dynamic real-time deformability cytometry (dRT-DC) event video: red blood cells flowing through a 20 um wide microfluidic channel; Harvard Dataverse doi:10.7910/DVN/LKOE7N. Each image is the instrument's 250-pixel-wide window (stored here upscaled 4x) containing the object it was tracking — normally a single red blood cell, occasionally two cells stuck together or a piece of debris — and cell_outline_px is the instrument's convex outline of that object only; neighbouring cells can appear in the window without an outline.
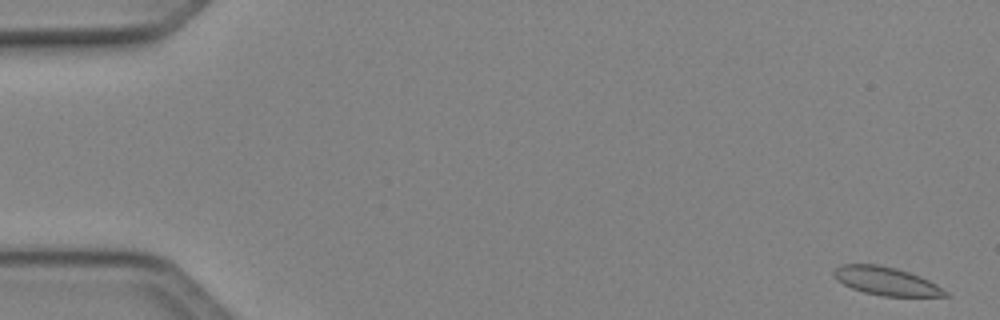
{"species": "Egyptian fruit bat (a non-hibernating species)", "species_latin": "Rousettus aegyptiacus", "temperature_condition": "cold", "stored_images_in_passage": 50, "camera_frame_rate_fps": 3000, "um_per_image_px": 0.085, "animal": {"sex": "female"}, "frame": {"image": 1, "passage_image": 1, "time_ms": 0.0, "image_size_px": [1000, 320], "cell_outline_px": [[948, 296], [884, 296], [864, 292], [852, 288], [836, 280], [832, 272], [840, 264], [876, 264], [896, 268], [920, 276], [936, 284], [948, 292]], "centroid_in_image_um": [75.3, 23.88], "position_along_channel_um": 9.7, "area_um2": 18.21}}
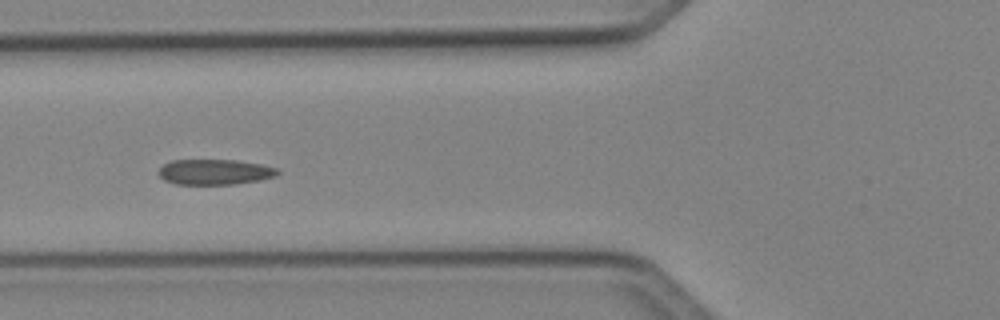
{"frame": {"image": 2, "passage_image": 19, "time_ms": 6.0, "image_size_px": [1000, 320], "cell_outline_px": [[280, 172], [276, 176], [260, 180], [232, 184], [176, 184], [164, 180], [156, 172], [164, 164], [172, 160], [236, 160], [260, 164], [276, 168]], "centroid_in_image_um": [18.23, 14.61], "position_along_channel_um": 107.6, "area_um2": 17.57}}
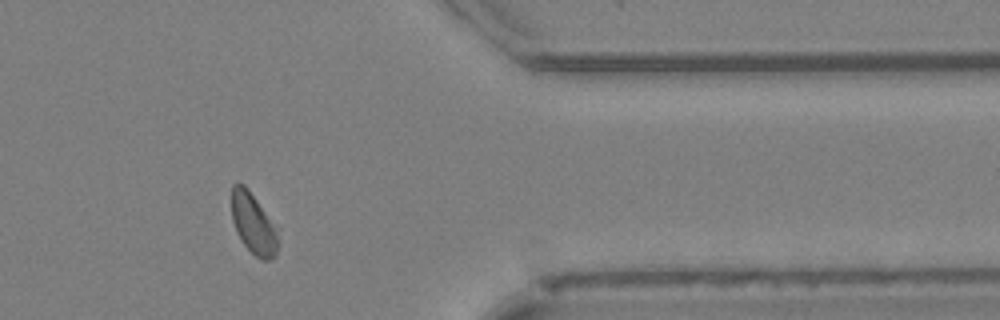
{"frame": {"image": 3, "passage_image": 41, "time_ms": 13.333, "image_size_px": [1000, 320], "cell_outline_px": [[280, 244], [276, 256], [272, 260], [264, 260], [256, 256], [244, 244], [236, 232], [232, 220], [232, 184], [244, 184], [280, 228]], "centroid_in_image_um": [21.62, 19.05], "position_along_channel_um": 389.8, "area_um2": 17.05}, "authors_computed_cell_mechanics": {"area_um2": 17.9758, "velocity_mm_per_s": 4.08, "shape_relaxation_time_tau1_ms": 6.9254, "shape_relaxation_time_tau2_ms": 0.9294, "deformation_change_tau1": 0.1038, "deformation_change_tau2": 0.0454}}